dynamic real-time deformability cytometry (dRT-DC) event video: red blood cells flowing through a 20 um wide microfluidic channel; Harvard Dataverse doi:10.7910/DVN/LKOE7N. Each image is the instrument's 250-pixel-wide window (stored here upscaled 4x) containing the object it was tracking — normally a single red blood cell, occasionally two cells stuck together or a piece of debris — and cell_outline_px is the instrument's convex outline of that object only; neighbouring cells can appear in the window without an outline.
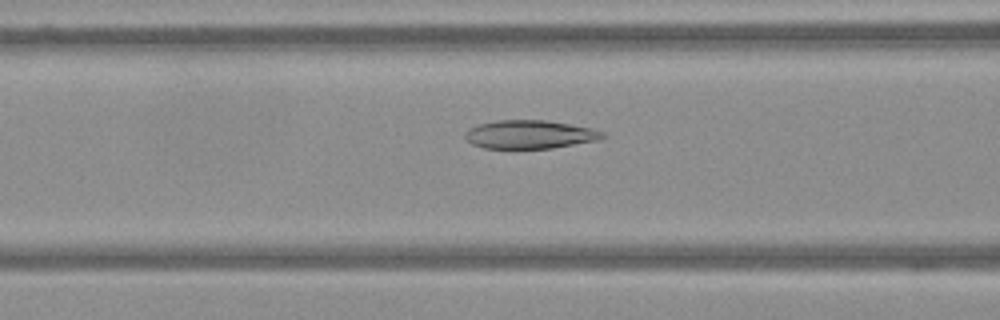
{"species": "Egyptian fruit bat (a non-hibernating species)", "species_latin": "Rousettus aegyptiacus", "temperature_condition": "warm", "stored_images_in_passage": 65, "camera_frame_rate_fps": 3000, "um_per_image_px": 0.085, "frame": {"image": 1, "passage_image": 27, "time_ms": 8.667, "image_size_px": [1000, 320], "cell_outline_px": [[604, 136], [600, 140], [552, 148], [484, 148], [472, 144], [464, 136], [464, 132], [468, 128], [480, 124], [496, 120], [544, 120], [592, 128], [604, 132]], "centroid_in_image_um": [45.02, 11.43], "position_along_channel_um": 121.6, "area_um2": 22.72}}
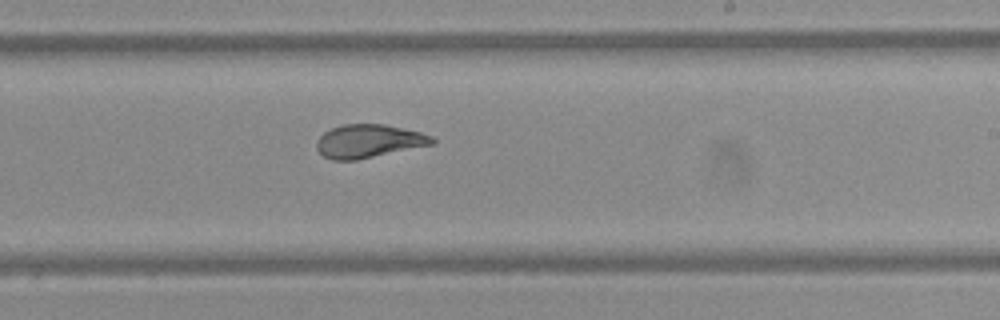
{"frame": {"image": 2, "passage_image": 40, "time_ms": 13.0, "image_size_px": [1000, 320], "cell_outline_px": [[436, 144], [356, 160], [332, 160], [324, 156], [316, 148], [316, 140], [324, 132], [332, 128], [344, 124], [384, 124], [404, 128], [420, 132], [432, 136], [436, 140]], "centroid_in_image_um": [31.36, 12.0], "position_along_channel_um": 257.6, "area_um2": 22.54}}
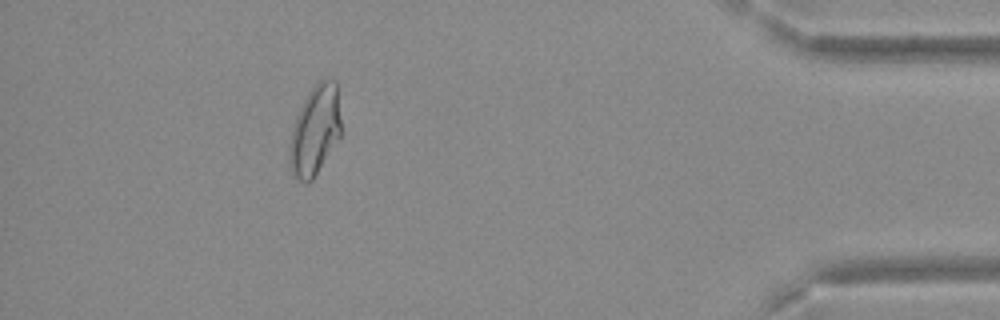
{"frame": {"image": 3, "passage_image": 59, "time_ms": 19.333, "image_size_px": [1000, 320], "cell_outline_px": [[344, 132], [312, 180], [308, 184], [304, 184], [296, 180], [292, 176], [288, 164], [288, 148], [292, 128], [296, 116], [308, 92], [320, 80], [328, 76], [336, 80]], "centroid_in_image_um": [26.79, 11.11], "position_along_channel_um": 408.4, "area_um2": 28.09}}